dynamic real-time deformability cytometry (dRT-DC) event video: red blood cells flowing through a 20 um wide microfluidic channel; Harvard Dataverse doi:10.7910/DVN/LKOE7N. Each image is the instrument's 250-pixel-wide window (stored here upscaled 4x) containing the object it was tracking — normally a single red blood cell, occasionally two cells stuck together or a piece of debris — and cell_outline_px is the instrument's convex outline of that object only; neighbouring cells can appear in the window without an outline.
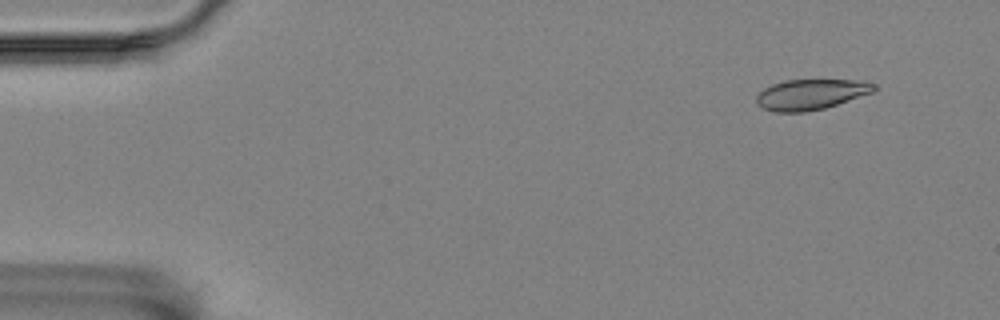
{"species": "Egyptian fruit bat (a non-hibernating species)", "species_latin": "Rousettus aegyptiacus", "temperature_condition": "room temperature", "stored_images_in_passage": 57, "camera_frame_rate_fps": 3000, "um_per_image_px": 0.085, "animal": {"sex": "female"}, "frame": {"image": 1, "passage_image": 5, "time_ms": 1.333, "image_size_px": [1000, 320], "cell_outline_px": [[876, 88], [872, 92], [824, 108], [804, 112], [776, 112], [764, 108], [756, 104], [756, 96], [764, 88], [772, 84], [784, 80], [864, 80], [876, 84]], "centroid_in_image_um": [68.9, 8.01], "position_along_channel_um": 16.1, "area_um2": 20.75}}
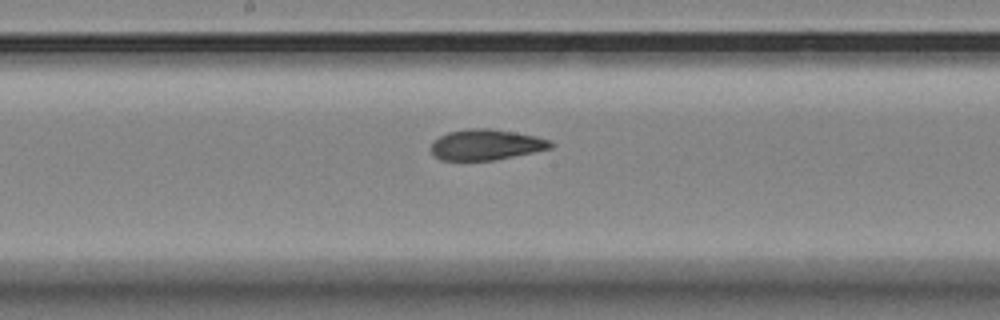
{"frame": {"image": 2, "passage_image": 30, "time_ms": 9.667, "image_size_px": [1000, 320], "cell_outline_px": [[556, 144], [552, 148], [496, 160], [440, 160], [432, 156], [432, 140], [448, 132], [468, 128], [492, 128], [516, 132], [536, 136], [552, 140]], "centroid_in_image_um": [41.34, 12.29], "position_along_channel_um": 206.9, "area_um2": 21.73}}
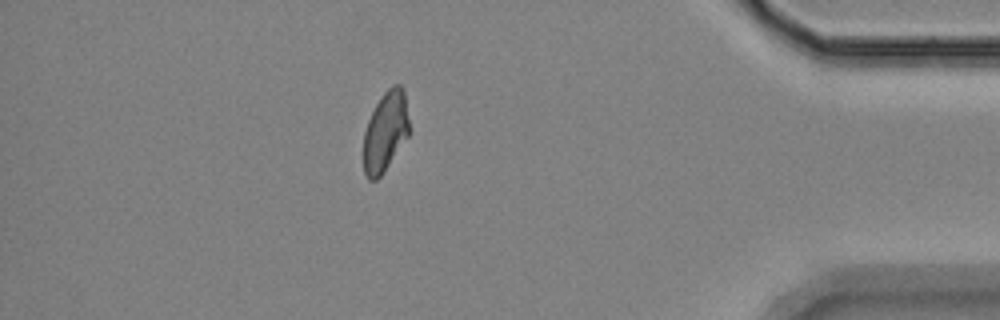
{"frame": {"image": 3, "passage_image": 50, "time_ms": 16.333, "image_size_px": [1000, 320], "cell_outline_px": [[408, 136], [380, 176], [376, 180], [368, 180], [364, 172], [364, 132], [368, 120], [380, 96], [392, 84], [400, 84], [404, 92], [408, 120]], "centroid_in_image_um": [32.74, 11.17], "position_along_channel_um": 402.5, "area_um2": 20.92}, "authors_computed_cell_mechanics": {"area_um2": 21.9062, "velocity_mm_per_s": 3.5209, "shape_relaxation_time_tau1_ms": 6.7575, "shape_relaxation_time_tau2_ms": 2.3712, "deformation_change_tau1": 0.1635, "deformation_change_tau2": 0.0695}}